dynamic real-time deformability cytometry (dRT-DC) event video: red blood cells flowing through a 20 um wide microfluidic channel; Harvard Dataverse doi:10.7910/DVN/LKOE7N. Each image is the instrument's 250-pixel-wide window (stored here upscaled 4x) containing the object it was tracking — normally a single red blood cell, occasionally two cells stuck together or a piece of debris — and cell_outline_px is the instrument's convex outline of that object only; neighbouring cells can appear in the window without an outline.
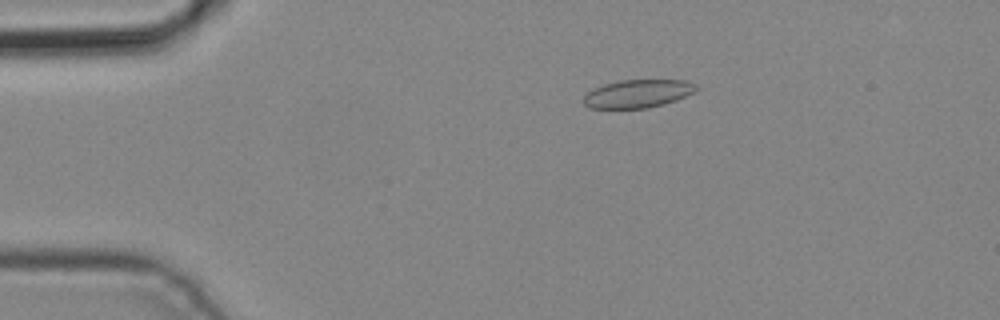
{"species": "common noctule bat (a hibernating species)", "species_latin": "Nyctalus noctula", "temperature_condition": "cold", "stored_images_in_passage": 4, "camera_frame_rate_fps": 3000, "um_per_image_px": 0.085, "animal": {"sex": "male", "body_mass_g": 19.2, "forearm_length_mm": 51.8}, "frame": {"image": 1, "passage_image": 2, "time_ms": 0.333, "image_size_px": [1000, 320], "cell_outline_px": [[700, 88], [696, 92], [676, 100], [648, 108], [588, 108], [584, 104], [584, 96], [592, 88], [604, 84], [620, 80], [684, 80], [696, 84]], "centroid_in_image_um": [54.23, 7.95], "position_along_channel_um": 30.8, "area_um2": 18.55}}
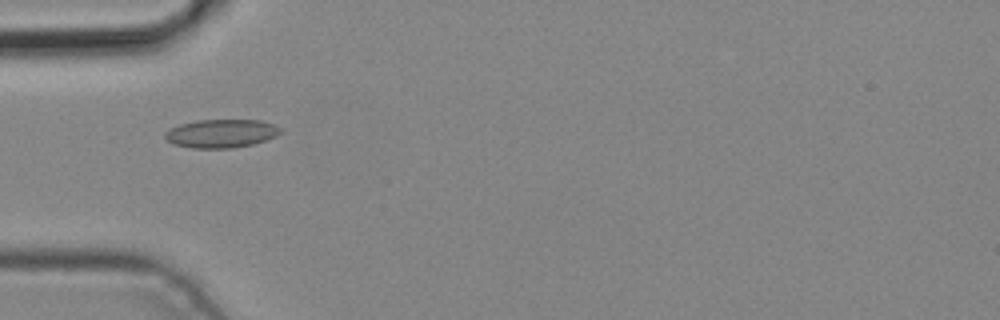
{"frame": {"image": 2, "passage_image": 3, "time_ms": 0.667, "image_size_px": [1000, 320], "cell_outline_px": [[280, 132], [276, 136], [252, 144], [232, 148], [192, 148], [172, 144], [164, 136], [164, 132], [168, 128], [180, 124], [196, 120], [260, 120], [276, 124], [280, 128]], "centroid_in_image_um": [18.77, 11.34], "position_along_channel_um": 66.2, "area_um2": 19.19}}
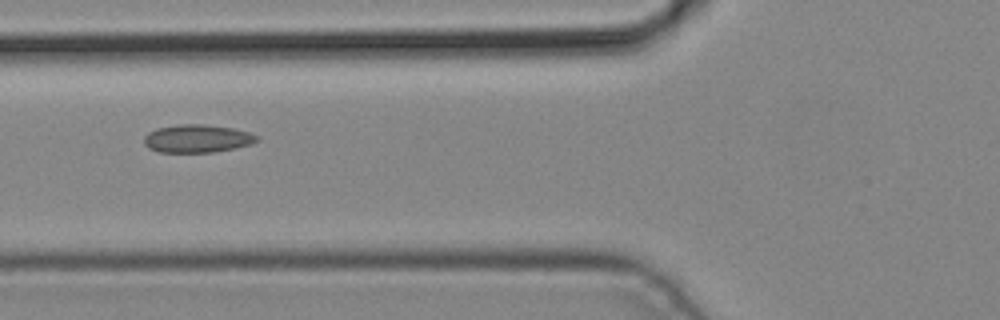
{"frame": {"image": 3, "passage_image": 4, "time_ms": 1.0, "image_size_px": [1000, 320], "cell_outline_px": [[260, 140], [252, 144], [236, 148], [212, 152], [160, 152], [148, 148], [144, 144], [144, 136], [148, 132], [156, 128], [180, 124], [204, 124], [232, 128], [248, 132], [256, 136]], "centroid_in_image_um": [16.75, 11.78], "position_along_channel_um": 109.1, "area_um2": 18.44}}